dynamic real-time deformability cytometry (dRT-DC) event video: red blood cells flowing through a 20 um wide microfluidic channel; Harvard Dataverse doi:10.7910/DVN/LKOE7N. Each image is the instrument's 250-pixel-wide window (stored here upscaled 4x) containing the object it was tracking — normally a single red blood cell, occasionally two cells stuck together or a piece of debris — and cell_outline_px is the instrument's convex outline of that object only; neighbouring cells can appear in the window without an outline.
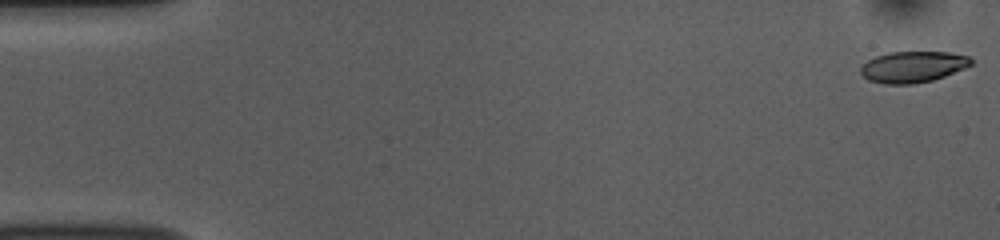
{"species": "common noctule bat (a hibernating species)", "species_latin": "Nyctalus noctula", "temperature_condition": "room temperature", "stored_images_in_passage": 53, "camera_frame_rate_fps": 3000, "um_per_image_px": 0.085, "animal": {"sex": "female", "body_mass_g": 10.0, "forearm_length_mm": 53.1}, "frame": {"image": 1, "passage_image": 1, "time_ms": 0.0, "image_size_px": [1000, 240], "cell_outline_px": [[972, 64], [964, 68], [944, 76], [932, 80], [912, 84], [884, 84], [868, 80], [860, 72], [860, 68], [868, 60], [876, 56], [888, 52], [948, 52], [968, 56], [972, 60]], "centroid_in_image_um": [77.58, 5.68], "position_along_channel_um": 7.4, "area_um2": 19.94}}
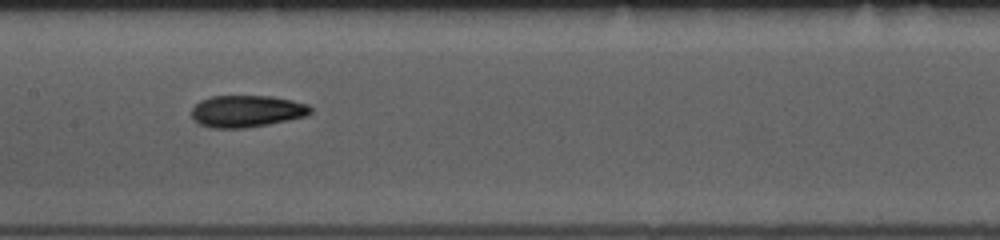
{"frame": {"image": 2, "passage_image": 26, "time_ms": 8.333, "image_size_px": [1000, 240], "cell_outline_px": [[312, 112], [308, 116], [268, 124], [244, 128], [212, 128], [200, 124], [192, 116], [192, 108], [200, 100], [212, 96], [272, 96], [292, 100], [308, 104], [312, 108]], "centroid_in_image_um": [21.0, 9.45], "position_along_channel_um": 186.4, "area_um2": 22.14}}
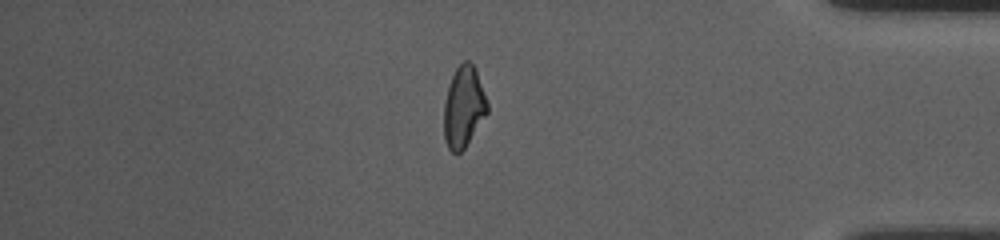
{"frame": {"image": 3, "passage_image": 45, "time_ms": 14.667, "image_size_px": [1000, 240], "cell_outline_px": [[488, 112], [464, 148], [460, 152], [452, 152], [448, 148], [444, 140], [444, 104], [448, 88], [452, 76], [456, 68], [464, 60], [468, 60], [472, 64], [476, 72], [488, 104]], "centroid_in_image_um": [39.39, 9.1], "position_along_channel_um": 395.8, "area_um2": 20.11}, "authors_computed_cell_mechanics": {"area_um2": 21.0392, "velocity_mm_per_s": 3.7921, "shape_relaxation_time_tau1_ms": 10.2531, "shape_relaxation_time_tau2_ms": 3.122, "deformation_change_tau1": 0.2665, "deformation_change_tau2": 0.0942}}